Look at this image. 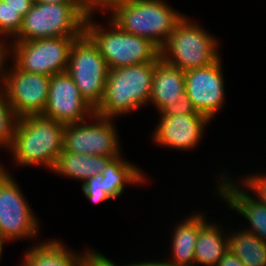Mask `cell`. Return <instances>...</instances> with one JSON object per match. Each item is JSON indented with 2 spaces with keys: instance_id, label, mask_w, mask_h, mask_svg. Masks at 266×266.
I'll list each match as a JSON object with an SVG mask.
<instances>
[{
  "instance_id": "obj_1",
  "label": "cell",
  "mask_w": 266,
  "mask_h": 266,
  "mask_svg": "<svg viewBox=\"0 0 266 266\" xmlns=\"http://www.w3.org/2000/svg\"><path fill=\"white\" fill-rule=\"evenodd\" d=\"M64 127L42 115L18 118L9 149L12 160L21 167L41 165L51 172L63 150Z\"/></svg>"
},
{
  "instance_id": "obj_2",
  "label": "cell",
  "mask_w": 266,
  "mask_h": 266,
  "mask_svg": "<svg viewBox=\"0 0 266 266\" xmlns=\"http://www.w3.org/2000/svg\"><path fill=\"white\" fill-rule=\"evenodd\" d=\"M158 61L109 69L103 100L95 113L114 119L149 105L153 72Z\"/></svg>"
},
{
  "instance_id": "obj_3",
  "label": "cell",
  "mask_w": 266,
  "mask_h": 266,
  "mask_svg": "<svg viewBox=\"0 0 266 266\" xmlns=\"http://www.w3.org/2000/svg\"><path fill=\"white\" fill-rule=\"evenodd\" d=\"M109 13V19L121 30L147 38L159 48L184 17L165 0H125Z\"/></svg>"
},
{
  "instance_id": "obj_4",
  "label": "cell",
  "mask_w": 266,
  "mask_h": 266,
  "mask_svg": "<svg viewBox=\"0 0 266 266\" xmlns=\"http://www.w3.org/2000/svg\"><path fill=\"white\" fill-rule=\"evenodd\" d=\"M94 16H87L84 33L97 46L109 69L160 60V48L151 40L128 34L109 18L107 29L98 25Z\"/></svg>"
},
{
  "instance_id": "obj_5",
  "label": "cell",
  "mask_w": 266,
  "mask_h": 266,
  "mask_svg": "<svg viewBox=\"0 0 266 266\" xmlns=\"http://www.w3.org/2000/svg\"><path fill=\"white\" fill-rule=\"evenodd\" d=\"M218 45L214 35L184 15L160 48V59L182 71L205 67L221 56Z\"/></svg>"
},
{
  "instance_id": "obj_6",
  "label": "cell",
  "mask_w": 266,
  "mask_h": 266,
  "mask_svg": "<svg viewBox=\"0 0 266 266\" xmlns=\"http://www.w3.org/2000/svg\"><path fill=\"white\" fill-rule=\"evenodd\" d=\"M86 18L80 3H34L23 16L21 28L12 41L79 38L85 32Z\"/></svg>"
},
{
  "instance_id": "obj_7",
  "label": "cell",
  "mask_w": 266,
  "mask_h": 266,
  "mask_svg": "<svg viewBox=\"0 0 266 266\" xmlns=\"http://www.w3.org/2000/svg\"><path fill=\"white\" fill-rule=\"evenodd\" d=\"M20 186L3 164H0V239L15 241L36 239L40 223L28 205Z\"/></svg>"
},
{
  "instance_id": "obj_8",
  "label": "cell",
  "mask_w": 266,
  "mask_h": 266,
  "mask_svg": "<svg viewBox=\"0 0 266 266\" xmlns=\"http://www.w3.org/2000/svg\"><path fill=\"white\" fill-rule=\"evenodd\" d=\"M108 70L97 46L85 33L73 42L66 72L94 109L103 100Z\"/></svg>"
},
{
  "instance_id": "obj_9",
  "label": "cell",
  "mask_w": 266,
  "mask_h": 266,
  "mask_svg": "<svg viewBox=\"0 0 266 266\" xmlns=\"http://www.w3.org/2000/svg\"><path fill=\"white\" fill-rule=\"evenodd\" d=\"M74 36L10 41V56L20 70L53 76L66 71ZM12 43V44H11Z\"/></svg>"
},
{
  "instance_id": "obj_10",
  "label": "cell",
  "mask_w": 266,
  "mask_h": 266,
  "mask_svg": "<svg viewBox=\"0 0 266 266\" xmlns=\"http://www.w3.org/2000/svg\"><path fill=\"white\" fill-rule=\"evenodd\" d=\"M91 120V121H90ZM90 120L65 124L63 150L74 154H89L118 158L121 143L112 118L94 113ZM120 144V145H119Z\"/></svg>"
},
{
  "instance_id": "obj_11",
  "label": "cell",
  "mask_w": 266,
  "mask_h": 266,
  "mask_svg": "<svg viewBox=\"0 0 266 266\" xmlns=\"http://www.w3.org/2000/svg\"><path fill=\"white\" fill-rule=\"evenodd\" d=\"M6 68L2 89L18 118L41 115L45 110L51 76Z\"/></svg>"
},
{
  "instance_id": "obj_12",
  "label": "cell",
  "mask_w": 266,
  "mask_h": 266,
  "mask_svg": "<svg viewBox=\"0 0 266 266\" xmlns=\"http://www.w3.org/2000/svg\"><path fill=\"white\" fill-rule=\"evenodd\" d=\"M221 56L211 65L185 71V92L193 107L212 120L222 109L225 82Z\"/></svg>"
},
{
  "instance_id": "obj_13",
  "label": "cell",
  "mask_w": 266,
  "mask_h": 266,
  "mask_svg": "<svg viewBox=\"0 0 266 266\" xmlns=\"http://www.w3.org/2000/svg\"><path fill=\"white\" fill-rule=\"evenodd\" d=\"M48 91L47 104L41 114L44 117L72 124L88 120L95 113L66 71L51 76Z\"/></svg>"
},
{
  "instance_id": "obj_14",
  "label": "cell",
  "mask_w": 266,
  "mask_h": 266,
  "mask_svg": "<svg viewBox=\"0 0 266 266\" xmlns=\"http://www.w3.org/2000/svg\"><path fill=\"white\" fill-rule=\"evenodd\" d=\"M211 120L203 114L160 115L152 133L153 142L161 147L187 151L203 139L204 131ZM204 133V134H203Z\"/></svg>"
},
{
  "instance_id": "obj_15",
  "label": "cell",
  "mask_w": 266,
  "mask_h": 266,
  "mask_svg": "<svg viewBox=\"0 0 266 266\" xmlns=\"http://www.w3.org/2000/svg\"><path fill=\"white\" fill-rule=\"evenodd\" d=\"M220 175V180L219 178L217 180L218 186L217 184L215 186V194L225 201L228 208L240 213L239 215L250 222L248 223L250 228L245 227L243 230L255 234L266 243V206L249 194L248 190L242 188L240 183H235L229 174Z\"/></svg>"
},
{
  "instance_id": "obj_16",
  "label": "cell",
  "mask_w": 266,
  "mask_h": 266,
  "mask_svg": "<svg viewBox=\"0 0 266 266\" xmlns=\"http://www.w3.org/2000/svg\"><path fill=\"white\" fill-rule=\"evenodd\" d=\"M192 212L191 216L182 219L175 225L171 238L170 261L175 266H195V246L199 229L208 221L204 211Z\"/></svg>"
},
{
  "instance_id": "obj_17",
  "label": "cell",
  "mask_w": 266,
  "mask_h": 266,
  "mask_svg": "<svg viewBox=\"0 0 266 266\" xmlns=\"http://www.w3.org/2000/svg\"><path fill=\"white\" fill-rule=\"evenodd\" d=\"M185 93V71L160 59L153 72L149 104L152 103L159 112L165 105L175 104Z\"/></svg>"
},
{
  "instance_id": "obj_18",
  "label": "cell",
  "mask_w": 266,
  "mask_h": 266,
  "mask_svg": "<svg viewBox=\"0 0 266 266\" xmlns=\"http://www.w3.org/2000/svg\"><path fill=\"white\" fill-rule=\"evenodd\" d=\"M70 250L57 239L37 242L26 250L21 266H82L84 253Z\"/></svg>"
},
{
  "instance_id": "obj_19",
  "label": "cell",
  "mask_w": 266,
  "mask_h": 266,
  "mask_svg": "<svg viewBox=\"0 0 266 266\" xmlns=\"http://www.w3.org/2000/svg\"><path fill=\"white\" fill-rule=\"evenodd\" d=\"M113 159L112 157L98 155L74 154L62 150L51 171L83 183L95 174L102 173Z\"/></svg>"
},
{
  "instance_id": "obj_20",
  "label": "cell",
  "mask_w": 266,
  "mask_h": 266,
  "mask_svg": "<svg viewBox=\"0 0 266 266\" xmlns=\"http://www.w3.org/2000/svg\"><path fill=\"white\" fill-rule=\"evenodd\" d=\"M219 226L207 221L199 229L194 251L196 265L217 266L218 261L227 252V231L223 230V226Z\"/></svg>"
},
{
  "instance_id": "obj_21",
  "label": "cell",
  "mask_w": 266,
  "mask_h": 266,
  "mask_svg": "<svg viewBox=\"0 0 266 266\" xmlns=\"http://www.w3.org/2000/svg\"><path fill=\"white\" fill-rule=\"evenodd\" d=\"M137 165L124 160L122 155L113 159L102 171L105 192L112 198H119L126 188V185L135 186L145 183L148 177L141 172Z\"/></svg>"
},
{
  "instance_id": "obj_22",
  "label": "cell",
  "mask_w": 266,
  "mask_h": 266,
  "mask_svg": "<svg viewBox=\"0 0 266 266\" xmlns=\"http://www.w3.org/2000/svg\"><path fill=\"white\" fill-rule=\"evenodd\" d=\"M228 250L245 266H266V243L245 230L227 233Z\"/></svg>"
},
{
  "instance_id": "obj_23",
  "label": "cell",
  "mask_w": 266,
  "mask_h": 266,
  "mask_svg": "<svg viewBox=\"0 0 266 266\" xmlns=\"http://www.w3.org/2000/svg\"><path fill=\"white\" fill-rule=\"evenodd\" d=\"M18 122L14 109L0 87V148L8 150L12 145L13 135Z\"/></svg>"
},
{
  "instance_id": "obj_24",
  "label": "cell",
  "mask_w": 266,
  "mask_h": 266,
  "mask_svg": "<svg viewBox=\"0 0 266 266\" xmlns=\"http://www.w3.org/2000/svg\"><path fill=\"white\" fill-rule=\"evenodd\" d=\"M23 17L19 12L0 0V36L11 40L20 30ZM11 38V39H10Z\"/></svg>"
},
{
  "instance_id": "obj_25",
  "label": "cell",
  "mask_w": 266,
  "mask_h": 266,
  "mask_svg": "<svg viewBox=\"0 0 266 266\" xmlns=\"http://www.w3.org/2000/svg\"><path fill=\"white\" fill-rule=\"evenodd\" d=\"M102 173L95 174L92 178L82 183L81 189L84 196L92 202L102 203L113 200L106 192Z\"/></svg>"
},
{
  "instance_id": "obj_26",
  "label": "cell",
  "mask_w": 266,
  "mask_h": 266,
  "mask_svg": "<svg viewBox=\"0 0 266 266\" xmlns=\"http://www.w3.org/2000/svg\"><path fill=\"white\" fill-rule=\"evenodd\" d=\"M240 184L260 203L266 206V173H253L241 179Z\"/></svg>"
},
{
  "instance_id": "obj_27",
  "label": "cell",
  "mask_w": 266,
  "mask_h": 266,
  "mask_svg": "<svg viewBox=\"0 0 266 266\" xmlns=\"http://www.w3.org/2000/svg\"><path fill=\"white\" fill-rule=\"evenodd\" d=\"M82 11L87 16H92L95 12L100 11L105 14L109 13L114 7L123 3L125 0H78ZM99 8V9H98ZM97 9V10H96ZM96 10V11H95Z\"/></svg>"
},
{
  "instance_id": "obj_28",
  "label": "cell",
  "mask_w": 266,
  "mask_h": 266,
  "mask_svg": "<svg viewBox=\"0 0 266 266\" xmlns=\"http://www.w3.org/2000/svg\"><path fill=\"white\" fill-rule=\"evenodd\" d=\"M158 113L169 116L200 114L193 107L186 93L175 104L165 105Z\"/></svg>"
},
{
  "instance_id": "obj_29",
  "label": "cell",
  "mask_w": 266,
  "mask_h": 266,
  "mask_svg": "<svg viewBox=\"0 0 266 266\" xmlns=\"http://www.w3.org/2000/svg\"><path fill=\"white\" fill-rule=\"evenodd\" d=\"M98 250H84L82 266H130V264L117 265Z\"/></svg>"
},
{
  "instance_id": "obj_30",
  "label": "cell",
  "mask_w": 266,
  "mask_h": 266,
  "mask_svg": "<svg viewBox=\"0 0 266 266\" xmlns=\"http://www.w3.org/2000/svg\"><path fill=\"white\" fill-rule=\"evenodd\" d=\"M0 87H2L3 81H4V76L6 73V66L5 64L7 62V59L10 56V42H5L7 38L1 37L0 36ZM5 40V41H4ZM5 69V70H4Z\"/></svg>"
},
{
  "instance_id": "obj_31",
  "label": "cell",
  "mask_w": 266,
  "mask_h": 266,
  "mask_svg": "<svg viewBox=\"0 0 266 266\" xmlns=\"http://www.w3.org/2000/svg\"><path fill=\"white\" fill-rule=\"evenodd\" d=\"M23 17L33 6V0H3Z\"/></svg>"
},
{
  "instance_id": "obj_32",
  "label": "cell",
  "mask_w": 266,
  "mask_h": 266,
  "mask_svg": "<svg viewBox=\"0 0 266 266\" xmlns=\"http://www.w3.org/2000/svg\"><path fill=\"white\" fill-rule=\"evenodd\" d=\"M217 266H245L241 260L229 250L218 261Z\"/></svg>"
},
{
  "instance_id": "obj_33",
  "label": "cell",
  "mask_w": 266,
  "mask_h": 266,
  "mask_svg": "<svg viewBox=\"0 0 266 266\" xmlns=\"http://www.w3.org/2000/svg\"><path fill=\"white\" fill-rule=\"evenodd\" d=\"M130 266H175L173 265L170 261H168V259L166 260H149V261H141V262H134V263H130Z\"/></svg>"
},
{
  "instance_id": "obj_34",
  "label": "cell",
  "mask_w": 266,
  "mask_h": 266,
  "mask_svg": "<svg viewBox=\"0 0 266 266\" xmlns=\"http://www.w3.org/2000/svg\"><path fill=\"white\" fill-rule=\"evenodd\" d=\"M34 3H79L78 0H33Z\"/></svg>"
},
{
  "instance_id": "obj_35",
  "label": "cell",
  "mask_w": 266,
  "mask_h": 266,
  "mask_svg": "<svg viewBox=\"0 0 266 266\" xmlns=\"http://www.w3.org/2000/svg\"><path fill=\"white\" fill-rule=\"evenodd\" d=\"M7 243L6 241H3L0 239V260L2 258V254H3V249H4V244Z\"/></svg>"
}]
</instances>
